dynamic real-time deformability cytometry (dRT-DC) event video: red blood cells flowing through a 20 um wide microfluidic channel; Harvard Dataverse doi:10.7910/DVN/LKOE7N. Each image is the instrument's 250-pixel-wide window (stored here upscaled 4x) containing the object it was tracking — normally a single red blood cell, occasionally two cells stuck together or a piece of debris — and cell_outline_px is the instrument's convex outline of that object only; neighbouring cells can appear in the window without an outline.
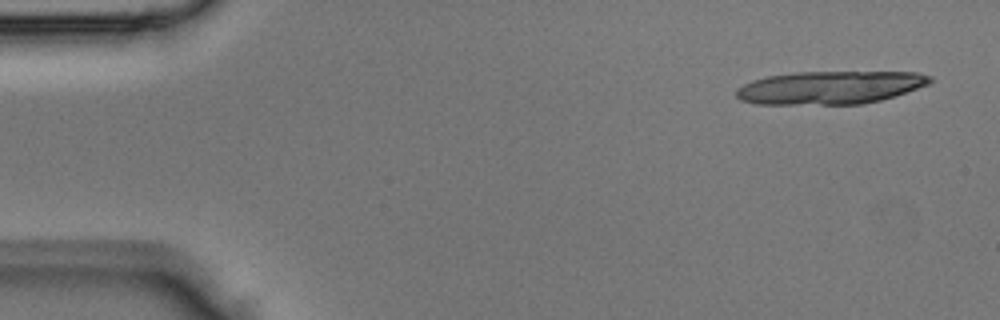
{"species": "Egyptian fruit bat (a non-hibernating species)", "species_latin": "Rousettus aegyptiacus", "temperature_condition": "room temperature", "stored_images_in_passage": 3, "segment_of_instrument_passage": [2, 2], "camera_frame_rate_fps": 3000, "um_per_image_px": 0.085, "animal": {"sex": "male"}, "frame": {"image": 1, "passage_image": 3, "time_ms": 0.667, "image_size_px": [1000, 320], "cell_outline_px": [[932, 80], [928, 84], [880, 100], [860, 104], [756, 104], [740, 100], [736, 96], [736, 88], [752, 80], [768, 76], [796, 72], [916, 72], [932, 76]], "centroid_in_image_um": [70.5, 7.44], "position_along_channel_um": 14.5, "area_um2": 37.11}}